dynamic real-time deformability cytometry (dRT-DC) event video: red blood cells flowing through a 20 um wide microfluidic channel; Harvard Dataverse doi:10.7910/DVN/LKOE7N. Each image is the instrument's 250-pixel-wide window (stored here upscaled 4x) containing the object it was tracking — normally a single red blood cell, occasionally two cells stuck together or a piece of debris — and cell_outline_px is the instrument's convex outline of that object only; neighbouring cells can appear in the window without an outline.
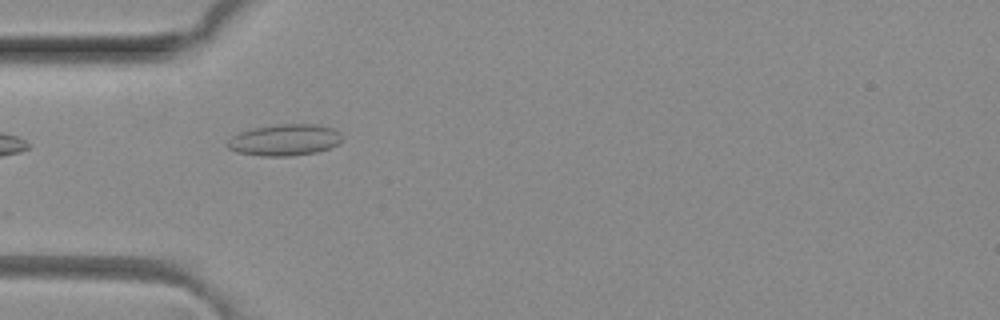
{"species": "common noctule bat (a hibernating species)", "species_latin": "Nyctalus noctula", "temperature_condition": "room temperature", "stored_images_in_passage": 6, "camera_frame_rate_fps": 3000, "um_per_image_px": 0.085, "animal": {"sex": "female", "body_mass_g": 29.2, "forearm_length_mm": 56.3}, "frame": {"image": 1, "passage_image": 4, "time_ms": 1.0, "image_size_px": [1000, 320], "cell_outline_px": [[344, 140], [340, 144], [332, 148], [316, 152], [288, 156], [264, 156], [236, 152], [228, 148], [228, 140], [232, 136], [240, 132], [252, 128], [280, 124], [316, 124], [332, 128], [340, 132]], "centroid_in_image_um": [24.25, 11.89], "position_along_channel_um": 60.8, "area_um2": 21.15}}
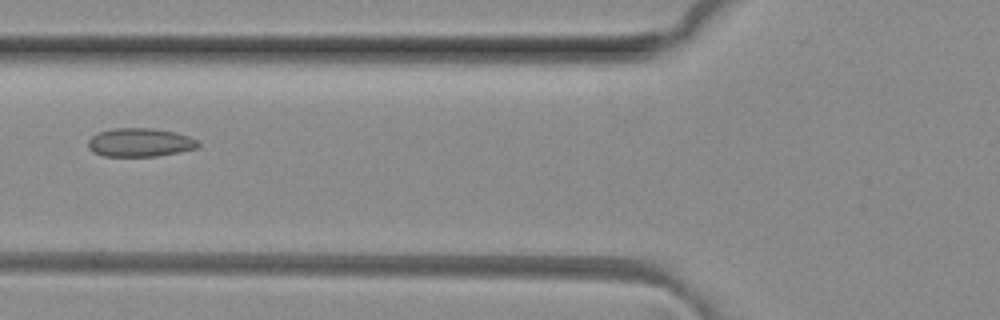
{"frame": {"image": 2, "passage_image": 5, "time_ms": 1.333, "image_size_px": [1000, 320], "cell_outline_px": [[200, 144], [196, 148], [156, 156], [104, 156], [92, 152], [88, 148], [88, 140], [92, 136], [100, 132], [112, 128], [152, 128], [176, 132], [188, 136], [196, 140]], "centroid_in_image_um": [11.86, 12.1], "position_along_channel_um": 113.9, "area_um2": 18.21}}
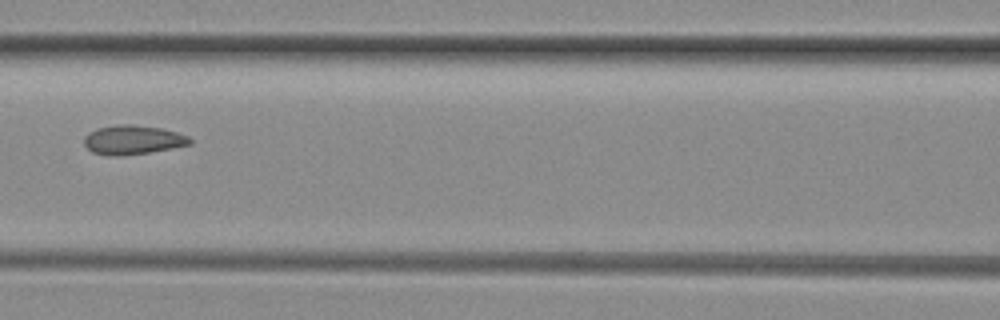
{"frame": {"image": 3, "passage_image": 6, "time_ms": 1.667, "image_size_px": [1000, 320], "cell_outline_px": [[192, 144], [172, 148], [148, 152], [116, 156], [92, 152], [84, 144], [84, 136], [88, 132], [96, 128], [124, 124], [132, 124], [160, 128], [176, 132], [188, 136], [192, 140]], "centroid_in_image_um": [11.28, 11.88], "position_along_channel_um": 155.3, "area_um2": 17.8}}